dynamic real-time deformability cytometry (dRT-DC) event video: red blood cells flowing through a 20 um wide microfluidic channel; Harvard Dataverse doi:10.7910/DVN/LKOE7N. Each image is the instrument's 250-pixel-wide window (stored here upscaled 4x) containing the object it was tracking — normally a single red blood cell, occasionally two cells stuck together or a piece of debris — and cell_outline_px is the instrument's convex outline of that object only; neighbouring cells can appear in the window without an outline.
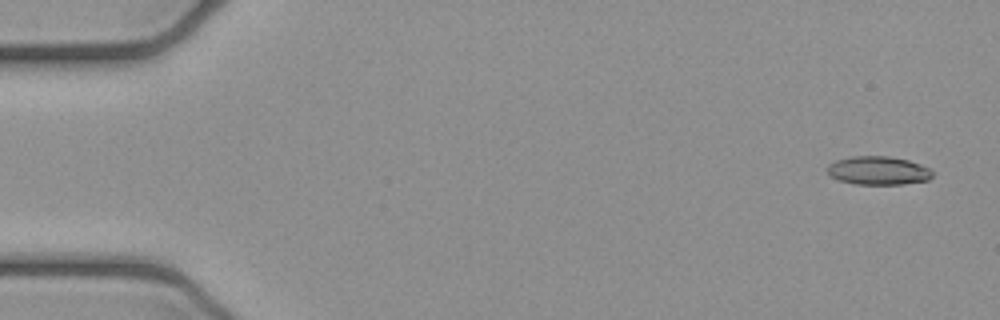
{"species": "common noctule bat (a hibernating species)", "species_latin": "Nyctalus noctula", "temperature_condition": "cold", "stored_images_in_passage": 6, "camera_frame_rate_fps": 3000, "um_per_image_px": 0.085, "animal": {"sex": "female", "body_mass_g": 21.9}, "frame": {"image": 1, "passage_image": 1, "time_ms": 0.0, "image_size_px": [1000, 320], "cell_outline_px": [[932, 176], [928, 180], [904, 184], [856, 184], [840, 180], [832, 176], [828, 172], [828, 164], [836, 160], [852, 156], [888, 156], [908, 160], [920, 164], [928, 168], [932, 172]], "centroid_in_image_um": [74.66, 14.49], "position_along_channel_um": 10.3, "area_um2": 17.28}}
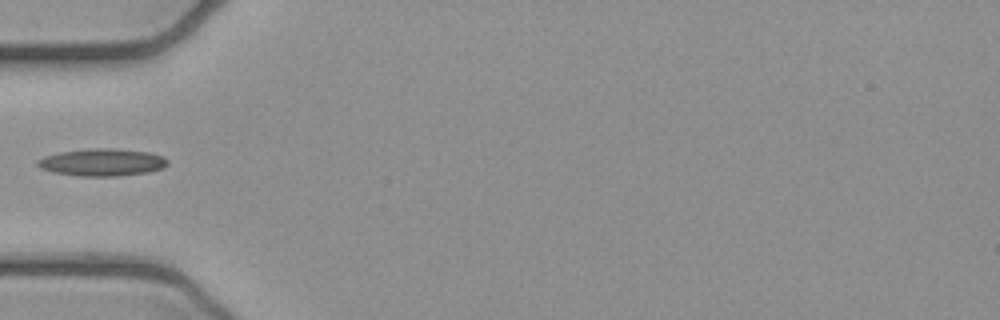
{"frame": {"image": 2, "passage_image": 5, "time_ms": 1.333, "image_size_px": [1000, 320], "cell_outline_px": [[168, 164], [164, 168], [148, 172], [116, 176], [80, 176], [52, 172], [40, 168], [36, 164], [36, 160], [44, 156], [60, 152], [92, 148], [112, 148], [148, 152], [164, 156], [168, 160]], "centroid_in_image_um": [8.68, 13.79], "position_along_channel_um": 76.3, "area_um2": 20.81}}
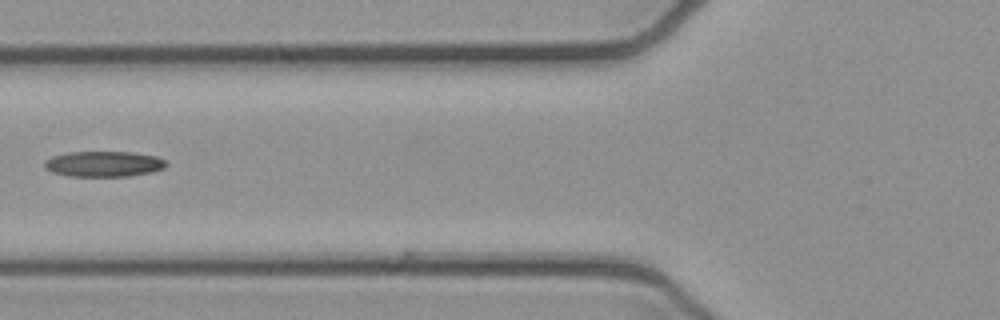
{"frame": {"image": 3, "passage_image": 6, "time_ms": 1.667, "image_size_px": [1000, 320], "cell_outline_px": [[168, 164], [164, 168], [152, 172], [128, 176], [68, 176], [52, 172], [44, 168], [44, 160], [52, 156], [68, 152], [132, 152], [156, 156], [164, 160]], "centroid_in_image_um": [8.8, 13.93], "position_along_channel_um": 117.0, "area_um2": 18.21}}